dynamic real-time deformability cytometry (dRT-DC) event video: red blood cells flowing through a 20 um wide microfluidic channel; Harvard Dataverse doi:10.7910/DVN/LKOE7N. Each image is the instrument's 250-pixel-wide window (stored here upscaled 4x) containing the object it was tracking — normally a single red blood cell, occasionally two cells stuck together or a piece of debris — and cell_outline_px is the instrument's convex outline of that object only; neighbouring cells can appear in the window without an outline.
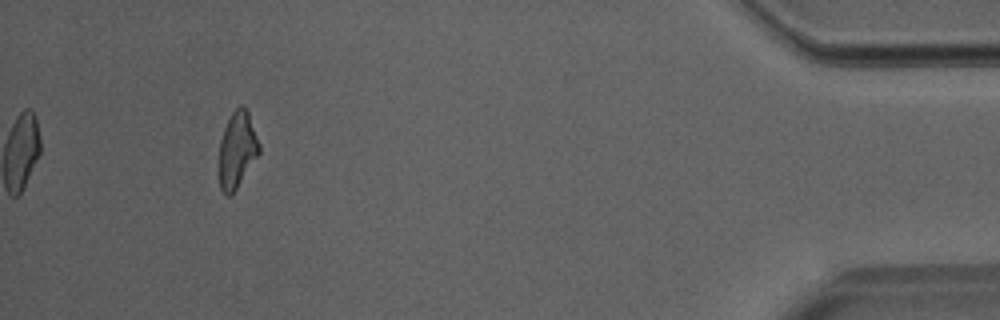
{"species": "Egyptian fruit bat (a non-hibernating species)", "species_latin": "Rousettus aegyptiacus", "temperature_condition": "room temperature", "stored_images_in_passage": 31, "camera_frame_rate_fps": 3000, "um_per_image_px": 0.085, "animal": {"sex": "male"}, "frame": {"image": 1, "passage_image": 31, "time_ms": 10.0, "image_size_px": [1000, 320], "cell_outline_px": [[260, 152], [232, 196], [224, 196], [220, 188], [216, 172], [220, 140], [224, 128], [232, 112], [240, 104], [244, 104], [248, 112], [260, 144]], "centroid_in_image_um": [20.11, 12.8], "position_along_channel_um": 415.1, "area_um2": 18.5}}